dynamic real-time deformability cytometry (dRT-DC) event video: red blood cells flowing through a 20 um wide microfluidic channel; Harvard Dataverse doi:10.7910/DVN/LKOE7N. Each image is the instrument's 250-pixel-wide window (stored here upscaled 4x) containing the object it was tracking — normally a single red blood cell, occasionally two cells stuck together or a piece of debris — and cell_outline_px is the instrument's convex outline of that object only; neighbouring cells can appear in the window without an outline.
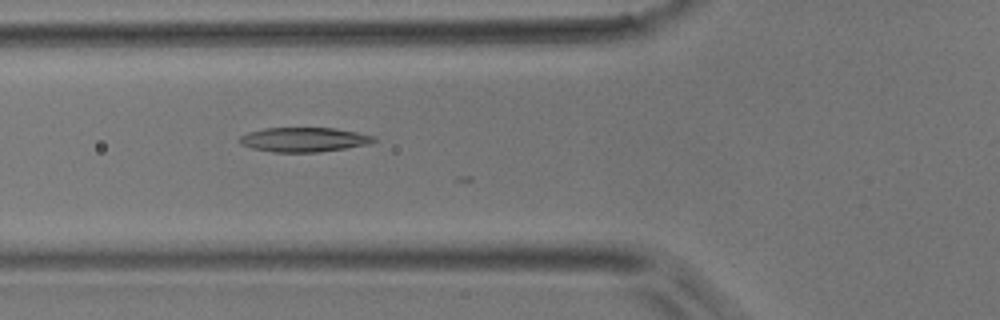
{"species": "common noctule bat (a hibernating species)", "species_latin": "Nyctalus noctula", "temperature_condition": "room temperature", "stored_images_in_passage": 19, "camera_frame_rate_fps": 3000, "um_per_image_px": 0.085, "animal": {"sex": "male", "body_mass_g": 17.9}, "frame": {"image": 1, "passage_image": 18, "time_ms": 5.667, "image_size_px": [1000, 320], "cell_outline_px": [[376, 140], [372, 144], [320, 152], [272, 152], [252, 148], [240, 144], [236, 140], [240, 136], [248, 132], [264, 128], [336, 128], [356, 132], [372, 136]], "centroid_in_image_um": [25.8, 11.87], "position_along_channel_um": 100.0, "area_um2": 19.25}}